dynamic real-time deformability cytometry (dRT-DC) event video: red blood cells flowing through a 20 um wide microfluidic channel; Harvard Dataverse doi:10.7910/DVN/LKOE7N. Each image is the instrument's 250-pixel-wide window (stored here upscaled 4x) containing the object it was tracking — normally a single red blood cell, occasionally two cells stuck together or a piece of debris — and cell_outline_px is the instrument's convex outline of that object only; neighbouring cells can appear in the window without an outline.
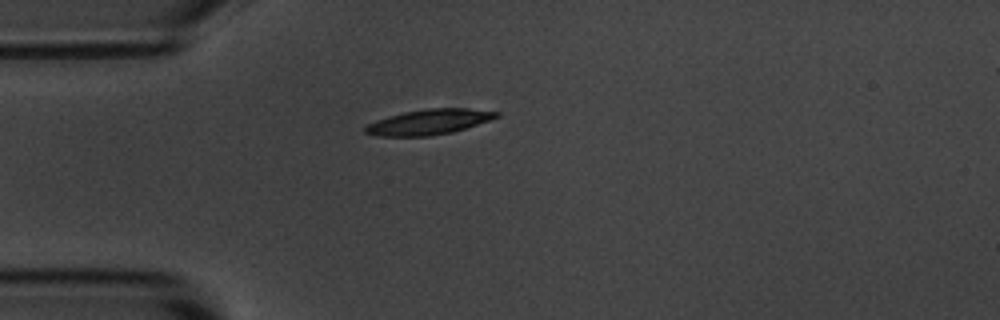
{"species": "common noctule bat (a hibernating species)", "species_latin": "Nyctalus noctula", "temperature_condition": "room temperature", "stored_images_in_passage": 1, "camera_frame_rate_fps": 3000, "um_per_image_px": 0.085, "animal": {"sex": "male", "body_mass_g": 20.1, "forearm_length_mm": 53.5}, "frame": {"image": 1, "passage_image": 1, "time_ms": 0.0, "image_size_px": [1000, 320], "cell_outline_px": [[500, 116], [452, 132], [428, 136], [376, 136], [364, 132], [364, 128], [368, 124], [376, 120], [388, 116], [404, 112], [424, 108], [468, 108], [500, 112]], "centroid_in_image_um": [36.43, 10.36], "position_along_channel_um": 48.6, "area_um2": 19.19}}